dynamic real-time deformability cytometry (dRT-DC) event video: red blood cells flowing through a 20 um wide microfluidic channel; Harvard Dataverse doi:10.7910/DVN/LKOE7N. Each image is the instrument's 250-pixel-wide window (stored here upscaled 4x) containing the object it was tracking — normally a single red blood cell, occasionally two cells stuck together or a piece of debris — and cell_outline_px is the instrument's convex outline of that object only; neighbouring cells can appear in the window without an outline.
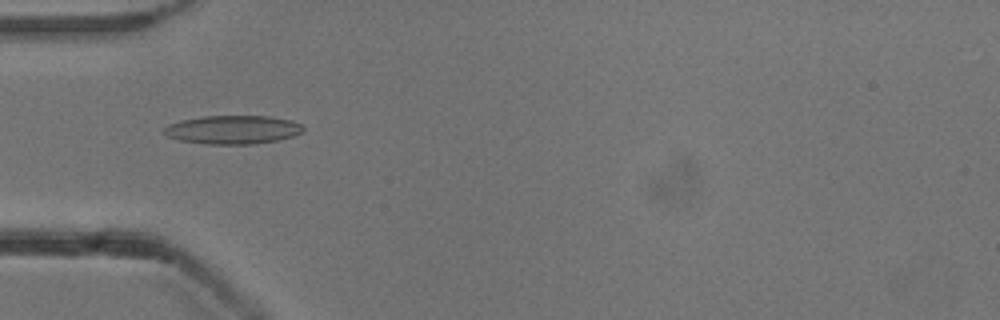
{"species": "common noctule bat (a hibernating species)", "species_latin": "Nyctalus noctula", "temperature_condition": "cold", "stored_images_in_passage": 53, "camera_frame_rate_fps": 3000, "um_per_image_px": 0.085, "animal": {"sex": "male", "body_mass_g": 13.3}, "frame": {"image": 1, "passage_image": 17, "time_ms": 5.333, "image_size_px": [1000, 320], "cell_outline_px": [[304, 128], [300, 132], [292, 136], [276, 140], [252, 144], [208, 144], [180, 140], [168, 136], [164, 132], [164, 128], [168, 124], [180, 120], [204, 116], [268, 116], [292, 120], [300, 124]], "centroid_in_image_um": [19.77, 11.01], "position_along_channel_um": 65.2, "area_um2": 22.95}}
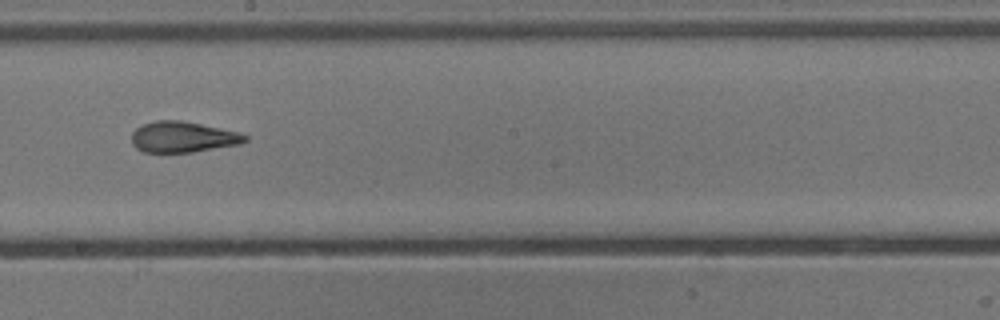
{"frame": {"image": 2, "passage_image": 30, "time_ms": 9.667, "image_size_px": [1000, 320], "cell_outline_px": [[248, 140], [240, 144], [192, 152], [144, 152], [136, 148], [132, 144], [132, 132], [136, 128], [144, 124], [156, 120], [180, 120], [240, 132], [248, 136]], "centroid_in_image_um": [15.55, 11.64], "position_along_channel_um": 232.7, "area_um2": 20.35}}
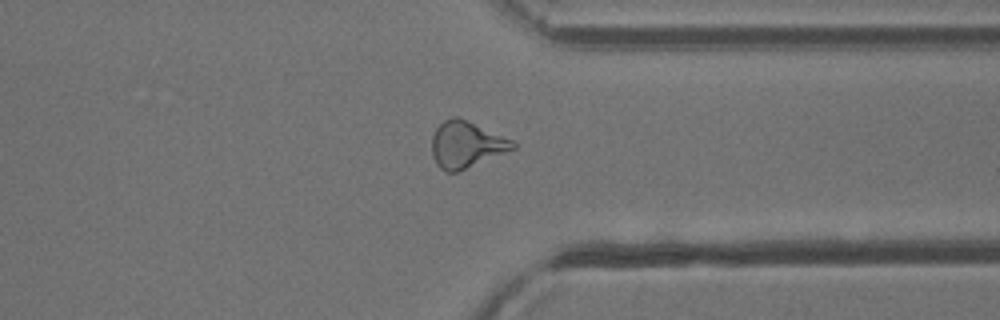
{"frame": {"image": 3, "passage_image": 41, "time_ms": 13.333, "image_size_px": [1000, 320], "cell_outline_px": [[516, 148], [456, 172], [444, 172], [436, 164], [432, 156], [432, 136], [436, 128], [444, 120], [452, 116], [456, 116], [512, 140], [516, 144]], "centroid_in_image_um": [39.59, 12.3], "position_along_channel_um": 371.8, "area_um2": 21.56}, "authors_computed_cell_mechanics": {"area_um2": 21.097, "velocity_mm_per_s": 3.863, "shape_relaxation_time_tau1_ms": 5.0498, "shape_relaxation_time_tau2_ms": 1.9726, "deformation_change_tau1": 0.1864, "deformation_change_tau2": 0.1124}}